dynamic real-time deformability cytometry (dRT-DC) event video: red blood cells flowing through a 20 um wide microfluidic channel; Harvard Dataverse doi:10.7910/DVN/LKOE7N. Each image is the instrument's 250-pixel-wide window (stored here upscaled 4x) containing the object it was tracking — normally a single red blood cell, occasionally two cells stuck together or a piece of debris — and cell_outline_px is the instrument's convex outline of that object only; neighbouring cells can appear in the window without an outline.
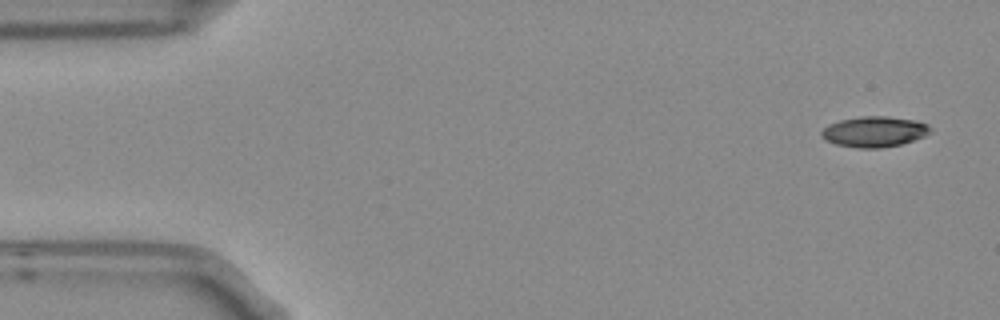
{"species": "Egyptian fruit bat (a non-hibernating species)", "species_latin": "Rousettus aegyptiacus", "temperature_condition": "room temperature", "stored_images_in_passage": 8, "camera_frame_rate_fps": 3000, "um_per_image_px": 0.085, "frame": {"image": 1, "passage_image": 1, "time_ms": 0.0, "image_size_px": [1000, 320], "cell_outline_px": [[932, 128], [924, 136], [900, 144], [880, 148], [860, 148], [836, 144], [820, 136], [820, 132], [828, 124], [840, 120], [860, 116], [888, 116], [916, 120], [928, 124]], "centroid_in_image_um": [74.31, 11.18], "position_along_channel_um": 10.7, "area_um2": 19.31}}
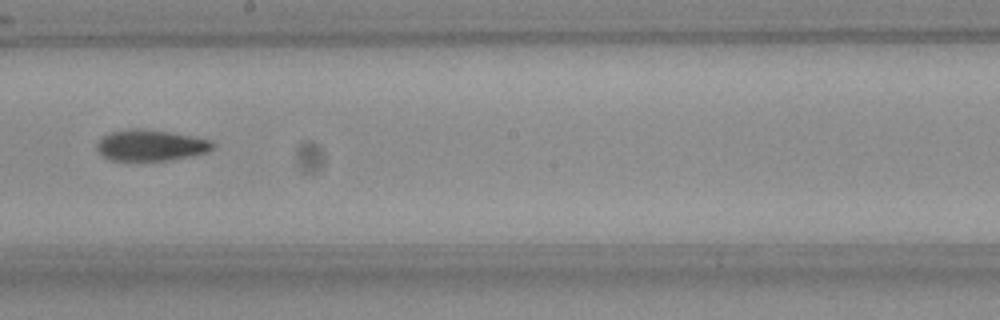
{"frame": {"image": 2, "passage_image": 8, "time_ms": 2.333, "image_size_px": [1000, 320], "cell_outline_px": [[216, 144], [208, 152], [192, 156], [164, 160], [112, 160], [104, 156], [96, 148], [96, 144], [108, 132], [128, 128], [144, 128], [192, 136], [212, 140]], "centroid_in_image_um": [12.82, 12.33], "position_along_channel_um": 235.4, "area_um2": 20.98}}